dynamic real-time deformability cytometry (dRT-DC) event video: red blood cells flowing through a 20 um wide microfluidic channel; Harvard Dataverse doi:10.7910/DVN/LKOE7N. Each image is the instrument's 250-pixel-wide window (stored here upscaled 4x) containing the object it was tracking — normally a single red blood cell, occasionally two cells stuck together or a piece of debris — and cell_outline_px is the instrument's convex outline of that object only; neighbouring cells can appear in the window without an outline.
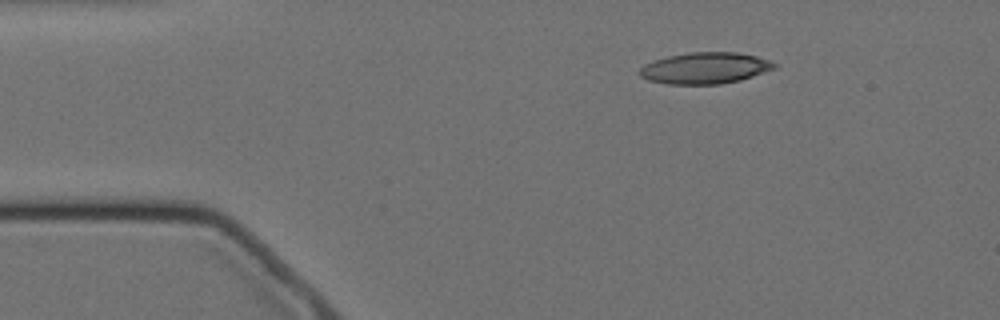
{"species": "Egyptian fruit bat (a non-hibernating species)", "species_latin": "Rousettus aegyptiacus", "temperature_condition": "cold", "stored_images_in_passage": 3, "camera_frame_rate_fps": 3000, "um_per_image_px": 0.085, "animal": {"sex": "female"}, "frame": {"image": 1, "passage_image": 1, "time_ms": 0.0, "image_size_px": [1000, 320], "cell_outline_px": [[776, 68], [740, 80], [720, 84], [668, 84], [648, 80], [640, 76], [640, 68], [644, 64], [652, 60], [668, 56], [692, 52], [736, 52], [756, 56], [768, 60], [776, 64]], "centroid_in_image_um": [59.9, 5.78], "position_along_channel_um": 25.1, "area_um2": 24.51}}